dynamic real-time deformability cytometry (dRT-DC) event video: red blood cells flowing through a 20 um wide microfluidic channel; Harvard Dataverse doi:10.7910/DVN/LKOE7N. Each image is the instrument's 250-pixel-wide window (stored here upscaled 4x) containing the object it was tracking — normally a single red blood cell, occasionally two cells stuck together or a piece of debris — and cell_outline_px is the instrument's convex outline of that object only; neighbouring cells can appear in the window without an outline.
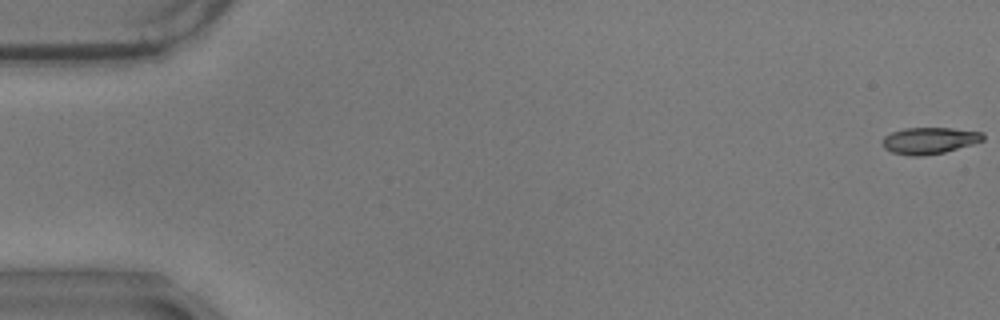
{"species": "common noctule bat (a hibernating species)", "species_latin": "Nyctalus noctula", "temperature_condition": "warm", "stored_images_in_passage": 53, "camera_frame_rate_fps": 3000, "um_per_image_px": 0.085, "animal": {"sex": "male", "body_mass_g": 17.9}, "frame": {"image": 1, "passage_image": 1, "time_ms": 0.0, "image_size_px": [1000, 320], "cell_outline_px": [[984, 140], [972, 144], [944, 152], [920, 156], [912, 156], [892, 152], [884, 148], [880, 140], [884, 136], [892, 132], [904, 128], [952, 128], [984, 132]], "centroid_in_image_um": [78.98, 11.94], "position_along_channel_um": 6.0, "area_um2": 15.61}}
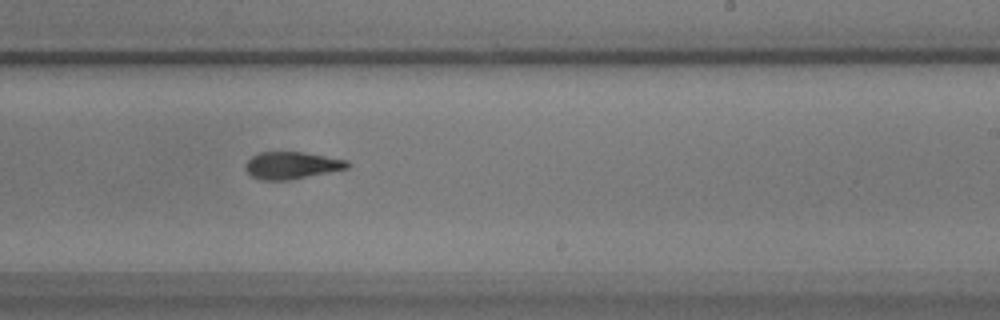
{"frame": {"image": 2, "passage_image": 36, "time_ms": 11.667, "image_size_px": [1000, 320], "cell_outline_px": [[352, 164], [348, 168], [288, 180], [260, 180], [252, 176], [244, 168], [244, 164], [252, 156], [260, 152], [304, 152], [348, 160]], "centroid_in_image_um": [24.79, 14.05], "position_along_channel_um": 264.2, "area_um2": 16.13}}
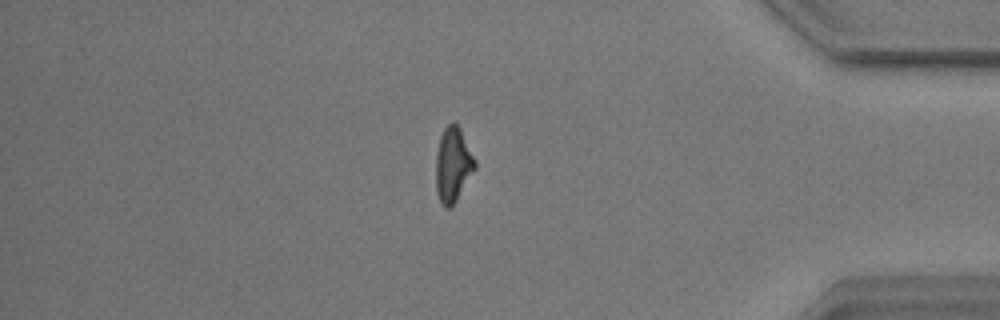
{"frame": {"image": 3, "passage_image": 50, "time_ms": 16.333, "image_size_px": [1000, 320], "cell_outline_px": [[476, 168], [456, 200], [448, 208], [444, 208], [436, 192], [436, 152], [440, 136], [444, 128], [452, 120], [460, 128], [476, 160]], "centroid_in_image_um": [38.5, 13.97], "position_along_channel_um": 396.7, "area_um2": 16.99}, "authors_computed_cell_mechanics": {"area_um2": 16.5886, "velocity_mm_per_s": 3.51, "shape_relaxation_time_tau1_ms": 3.5619, "shape_relaxation_time_tau2_ms": 3.8883, "deformation_change_tau1": 0.1662, "deformation_change_tau2": 0.1238}}